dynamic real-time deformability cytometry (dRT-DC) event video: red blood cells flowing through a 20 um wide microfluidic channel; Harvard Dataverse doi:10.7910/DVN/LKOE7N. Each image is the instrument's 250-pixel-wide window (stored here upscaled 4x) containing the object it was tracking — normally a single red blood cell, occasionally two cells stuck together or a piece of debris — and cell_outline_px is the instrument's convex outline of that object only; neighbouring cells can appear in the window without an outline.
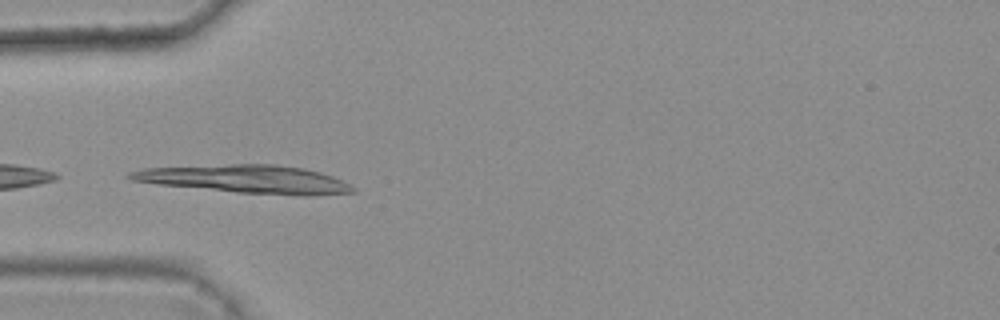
{"species": "common noctule bat (a hibernating species)", "species_latin": "Nyctalus noctula", "temperature_condition": "warm", "stored_images_in_passage": 5, "camera_frame_rate_fps": 3000, "um_per_image_px": 0.085, "animal": {"sex": "female", "body_mass_g": 25.1}, "frame": {"image": 1, "passage_image": 4, "time_ms": 1.0, "image_size_px": [1000, 320], "cell_outline_px": [[356, 192], [308, 196], [304, 196], [236, 192], [160, 184], [132, 180], [124, 176], [128, 172], [144, 168], [232, 164], [276, 164], [304, 168], [320, 172], [332, 176], [356, 188]], "centroid_in_image_um": [20.92, 15.22], "position_along_channel_um": 64.1, "area_um2": 36.36}}